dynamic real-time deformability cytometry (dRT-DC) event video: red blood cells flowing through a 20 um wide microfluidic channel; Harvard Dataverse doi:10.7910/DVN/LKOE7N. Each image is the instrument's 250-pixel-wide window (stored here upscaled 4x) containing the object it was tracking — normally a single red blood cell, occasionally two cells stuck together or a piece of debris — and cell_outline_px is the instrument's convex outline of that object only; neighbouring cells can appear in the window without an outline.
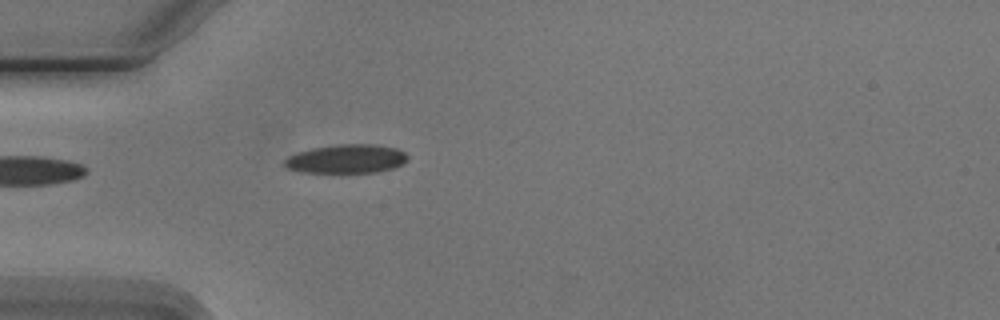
{"species": "Egyptian fruit bat (a non-hibernating species)", "species_latin": "Rousettus aegyptiacus", "temperature_condition": "cold", "stored_images_in_passage": 4, "camera_frame_rate_fps": 3000, "um_per_image_px": 0.085, "animal": {"sex": "male"}, "frame": {"image": 1, "passage_image": 4, "time_ms": 3.333, "image_size_px": [1000, 320], "cell_outline_px": [[408, 160], [404, 164], [392, 168], [376, 172], [304, 172], [288, 168], [284, 164], [284, 160], [288, 156], [296, 152], [312, 148], [340, 144], [372, 144], [396, 148], [404, 152], [408, 156]], "centroid_in_image_um": [29.46, 13.49], "position_along_channel_um": 55.5, "area_um2": 20.58}}